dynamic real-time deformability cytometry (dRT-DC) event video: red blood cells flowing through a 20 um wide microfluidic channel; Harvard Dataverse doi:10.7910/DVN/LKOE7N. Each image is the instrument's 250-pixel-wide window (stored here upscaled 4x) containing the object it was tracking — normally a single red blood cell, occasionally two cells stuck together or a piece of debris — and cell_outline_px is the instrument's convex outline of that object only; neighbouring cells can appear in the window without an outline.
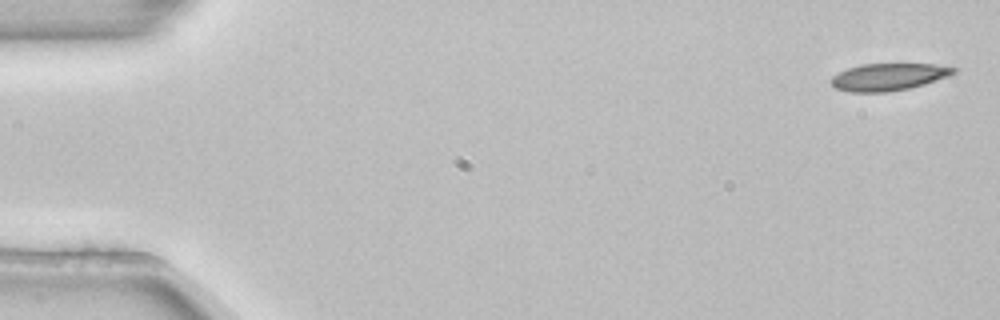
{"species": "common noctule bat (a hibernating species)", "species_latin": "Nyctalus noctula", "temperature_condition": "room temperature", "stored_images_in_passage": 4, "camera_frame_rate_fps": 3000, "um_per_image_px": 0.085, "animal": {"sex": "female", "body_mass_g": 22.7, "forearm_length_mm": 54.2}, "frame": {"image": 1, "passage_image": 1, "time_ms": 0.0, "image_size_px": [1000, 320], "cell_outline_px": [[960, 68], [956, 72], [948, 76], [924, 84], [908, 88], [888, 92], [848, 92], [836, 88], [828, 80], [832, 76], [848, 68], [860, 64], [936, 64]], "centroid_in_image_um": [75.52, 6.53], "position_along_channel_um": 9.5, "area_um2": 19.48}}
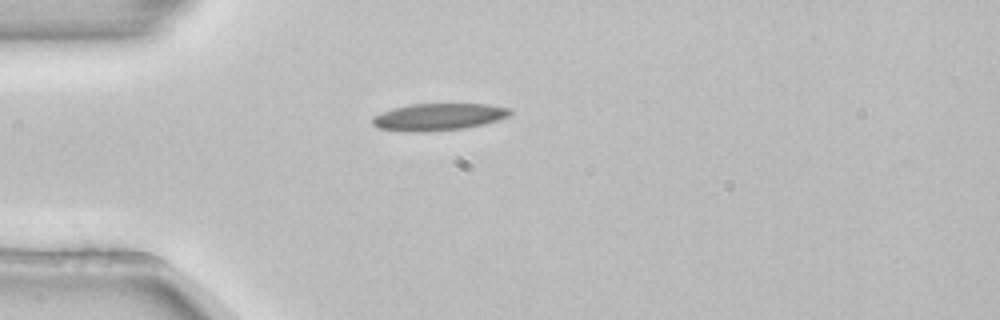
{"frame": {"image": 2, "passage_image": 4, "time_ms": 1.0, "image_size_px": [1000, 320], "cell_outline_px": [[512, 112], [508, 116], [484, 124], [464, 128], [420, 132], [408, 132], [376, 128], [372, 124], [372, 116], [392, 108], [412, 104], [488, 104], [512, 108]], "centroid_in_image_um": [37.24, 9.93], "position_along_channel_um": 47.8, "area_um2": 21.79}}